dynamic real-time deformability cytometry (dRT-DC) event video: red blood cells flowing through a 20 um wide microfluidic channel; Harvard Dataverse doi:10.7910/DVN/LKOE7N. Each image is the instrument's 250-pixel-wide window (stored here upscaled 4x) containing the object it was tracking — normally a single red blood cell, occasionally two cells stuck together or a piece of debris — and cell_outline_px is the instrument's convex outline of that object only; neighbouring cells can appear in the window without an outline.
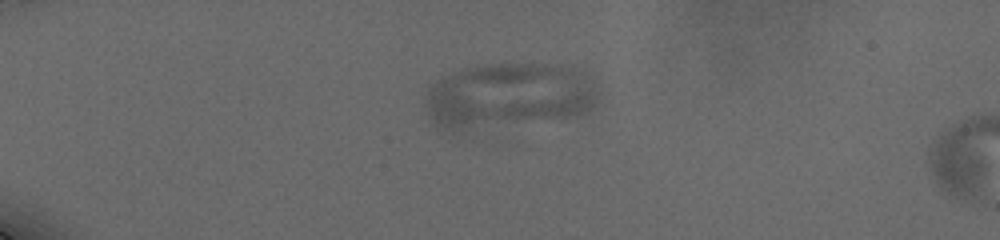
{"species": "human", "species_latin": "Homo sapiens", "temperature_condition": "cold", "stored_images_in_passage": 50, "segment_of_instrument_passage": [1, 2], "camera_frame_rate_fps": 3000, "um_per_image_px": 0.085, "donor": {"sex": "male"}, "frame": {"image": 1, "passage_image": 13, "time_ms": 5.333, "image_size_px": [1000, 240], "cell_outline_px": [[600, 92], [596, 100], [588, 112], [576, 116], [452, 136], [440, 128], [432, 120], [424, 104], [424, 100], [428, 92], [440, 80], [464, 68], [488, 64], [540, 64], [560, 68], [572, 72], [580, 76], [600, 88]], "centroid_in_image_um": [43.12, 8.26], "position_along_channel_um": 41.9, "area_um2": 66.47}}